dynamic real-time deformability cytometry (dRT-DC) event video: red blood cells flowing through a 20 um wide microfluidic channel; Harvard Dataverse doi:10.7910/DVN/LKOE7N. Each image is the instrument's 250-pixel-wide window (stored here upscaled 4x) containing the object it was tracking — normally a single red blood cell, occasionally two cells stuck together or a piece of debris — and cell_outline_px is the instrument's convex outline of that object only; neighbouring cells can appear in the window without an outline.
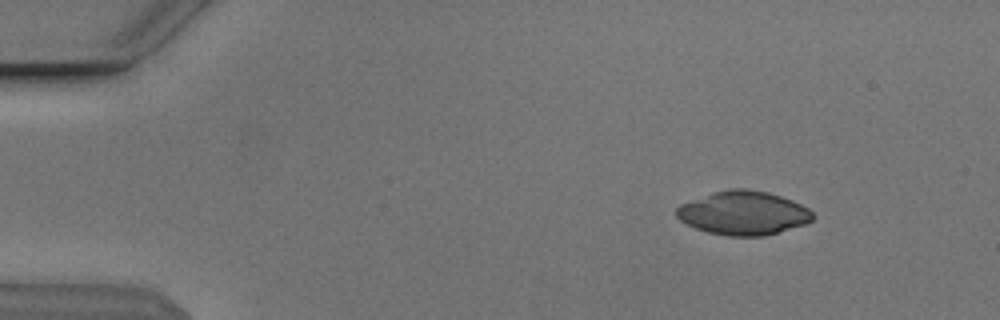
{"species": "Egyptian fruit bat (a non-hibernating species)", "species_latin": "Rousettus aegyptiacus", "temperature_condition": "cold", "stored_images_in_passage": 49, "camera_frame_rate_fps": 3000, "um_per_image_px": 0.085, "animal": {"sex": "male"}, "frame": {"image": 1, "passage_image": 3, "time_ms": 0.667, "image_size_px": [1000, 320], "cell_outline_px": [[816, 216], [808, 224], [764, 236], [728, 236], [708, 232], [696, 228], [680, 220], [676, 216], [676, 208], [680, 204], [716, 192], [732, 188], [744, 188], [768, 192], [792, 200], [808, 208]], "centroid_in_image_um": [63.23, 18.12], "position_along_channel_um": 21.8, "area_um2": 34.68}}